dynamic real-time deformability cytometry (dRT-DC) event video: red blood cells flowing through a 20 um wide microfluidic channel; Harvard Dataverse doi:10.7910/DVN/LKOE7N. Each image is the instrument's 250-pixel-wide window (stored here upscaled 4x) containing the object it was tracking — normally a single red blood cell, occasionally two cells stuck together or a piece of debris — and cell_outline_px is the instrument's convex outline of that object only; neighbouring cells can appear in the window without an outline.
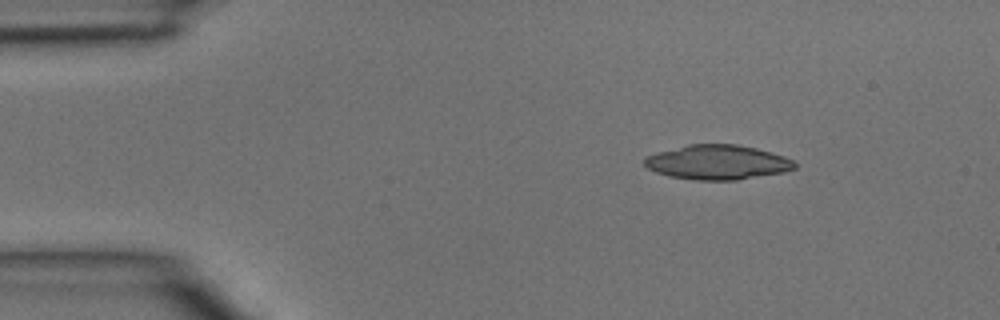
{"species": "common noctule bat (a hibernating species)", "species_latin": "Nyctalus noctula", "temperature_condition": "room temperature", "stored_images_in_passage": 3, "camera_frame_rate_fps": 3000, "um_per_image_px": 0.085, "animal": {"sex": "male", "body_mass_g": 15.6}, "frame": {"image": 1, "passage_image": 1, "time_ms": 0.0, "image_size_px": [1000, 320], "cell_outline_px": [[796, 168], [784, 172], [736, 180], [696, 180], [668, 176], [656, 172], [648, 168], [644, 164], [644, 156], [656, 152], [688, 144], [736, 144], [756, 148], [772, 152], [784, 156], [792, 160], [796, 164]], "centroid_in_image_um": [60.97, 13.79], "position_along_channel_um": 24.0, "area_um2": 30.4}}